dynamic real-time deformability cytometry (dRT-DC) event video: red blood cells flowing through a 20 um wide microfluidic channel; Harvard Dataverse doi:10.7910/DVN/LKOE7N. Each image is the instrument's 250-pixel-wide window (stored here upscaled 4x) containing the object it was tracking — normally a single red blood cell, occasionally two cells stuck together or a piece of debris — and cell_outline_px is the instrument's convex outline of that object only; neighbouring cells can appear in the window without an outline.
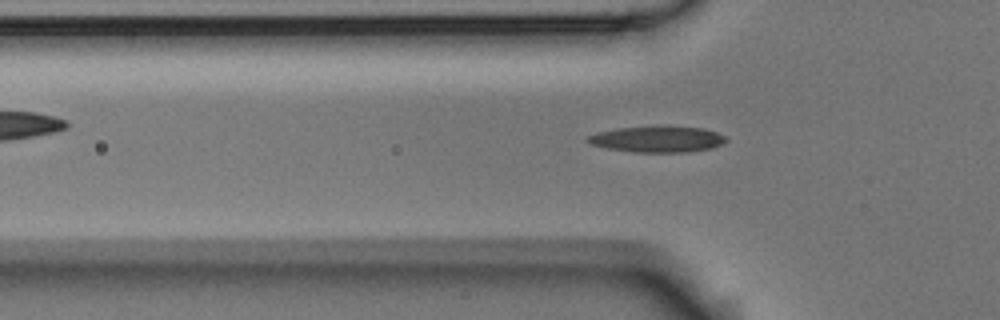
{"species": "Egyptian fruit bat (a non-hibernating species)", "species_latin": "Rousettus aegyptiacus", "temperature_condition": "room temperature", "stored_images_in_passage": 37, "camera_frame_rate_fps": 3000, "um_per_image_px": 0.085, "animal": {"sex": "male"}, "frame": {"image": 1, "passage_image": 2, "time_ms": 0.333, "image_size_px": [1000, 320], "cell_outline_px": [[728, 140], [712, 148], [684, 152], [632, 152], [604, 148], [592, 144], [584, 140], [588, 136], [600, 132], [620, 128], [700, 128], [716, 132], [724, 136]], "centroid_in_image_um": [55.84, 11.87], "position_along_channel_um": 70.0, "area_um2": 20.17}}
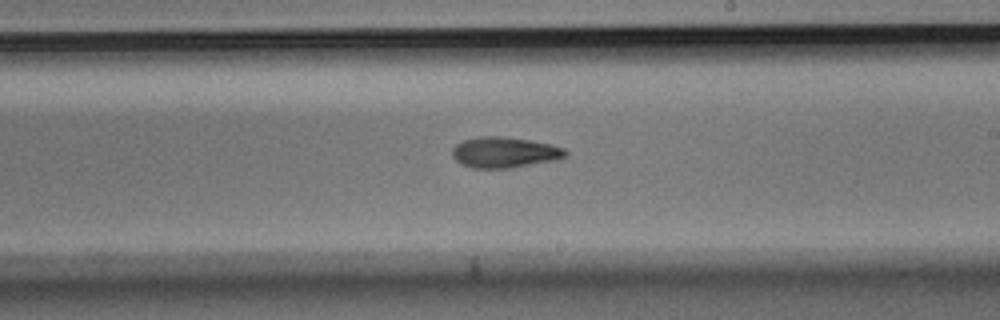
{"frame": {"image": 2, "passage_image": 16, "time_ms": 5.0, "image_size_px": [1000, 320], "cell_outline_px": [[568, 156], [556, 160], [512, 168], [472, 168], [460, 164], [452, 156], [452, 148], [456, 144], [464, 140], [484, 136], [500, 136], [528, 140], [548, 144], [564, 148], [568, 152]], "centroid_in_image_um": [42.88, 12.97], "position_along_channel_um": 246.1, "area_um2": 20.29}}
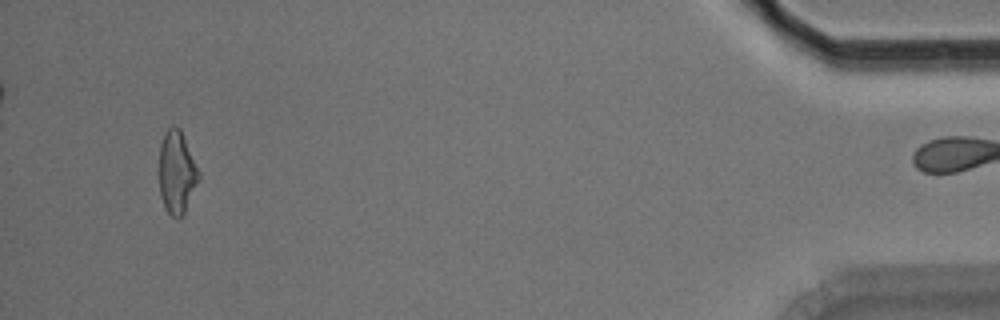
{"frame": {"image": 3, "passage_image": 36, "time_ms": 11.667, "image_size_px": [1000, 320], "cell_outline_px": [[200, 180], [180, 220], [176, 220], [164, 208], [160, 196], [160, 144], [164, 132], [172, 124], [180, 128], [200, 172]], "centroid_in_image_um": [15.03, 14.66], "position_along_channel_um": 420.2, "area_um2": 19.31}, "authors_computed_cell_mechanics": {"area_um2": 19.8254, "velocity_mm_per_s": 3.7557, "shape_relaxation_time_tau1_ms": 5.8487, "shape_relaxation_time_tau2_ms": 6.3168, "deformation_change_tau1": 0.1788, "deformation_change_tau2": 0.1635}}